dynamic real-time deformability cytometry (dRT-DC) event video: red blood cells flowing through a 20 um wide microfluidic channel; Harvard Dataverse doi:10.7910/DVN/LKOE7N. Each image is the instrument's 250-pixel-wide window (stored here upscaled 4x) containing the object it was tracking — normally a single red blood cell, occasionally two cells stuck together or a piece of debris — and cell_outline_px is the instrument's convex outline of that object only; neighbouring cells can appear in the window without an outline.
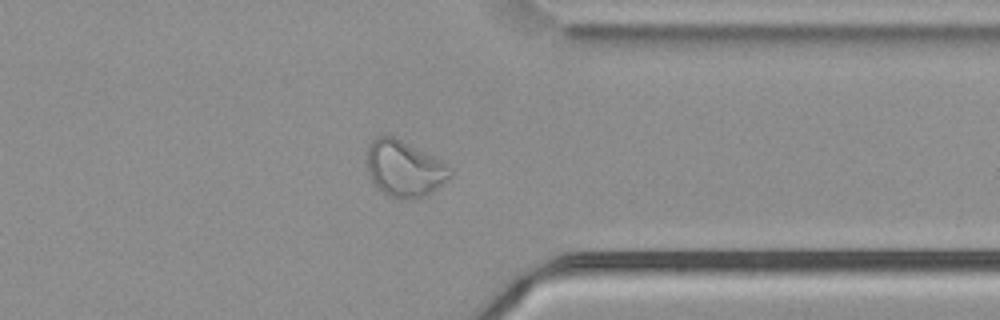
{"species": "common noctule bat (a hibernating species)", "species_latin": "Nyctalus noctula", "temperature_condition": "cold", "stored_images_in_passage": 56, "camera_frame_rate_fps": 3000, "um_per_image_px": 0.085, "animal": {"sex": "male", "body_mass_g": 21.5, "forearm_length_mm": 52.0}, "frame": {"image": 1, "passage_image": 43, "time_ms": 14.0, "image_size_px": [1000, 320], "cell_outline_px": [[452, 176], [444, 184], [428, 196], [412, 200], [396, 200], [388, 196], [372, 184], [368, 176], [368, 144], [372, 140], [380, 136], [392, 136], [448, 164], [452, 168]], "centroid_in_image_um": [34.39, 14.41], "position_along_channel_um": 377.0, "area_um2": 27.63}}
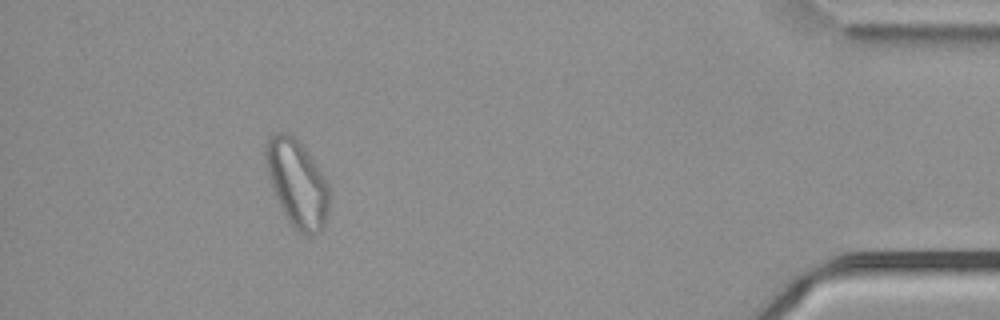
{"frame": {"image": 2, "passage_image": 50, "time_ms": 16.333, "image_size_px": [1000, 320], "cell_outline_px": [[328, 212], [324, 224], [316, 232], [308, 236], [300, 232], [288, 220], [268, 180], [264, 160], [264, 148], [268, 140], [276, 132], [288, 132], [296, 136], [320, 168], [328, 184]], "centroid_in_image_um": [25.23, 15.5], "position_along_channel_um": 410.0, "area_um2": 32.19}}